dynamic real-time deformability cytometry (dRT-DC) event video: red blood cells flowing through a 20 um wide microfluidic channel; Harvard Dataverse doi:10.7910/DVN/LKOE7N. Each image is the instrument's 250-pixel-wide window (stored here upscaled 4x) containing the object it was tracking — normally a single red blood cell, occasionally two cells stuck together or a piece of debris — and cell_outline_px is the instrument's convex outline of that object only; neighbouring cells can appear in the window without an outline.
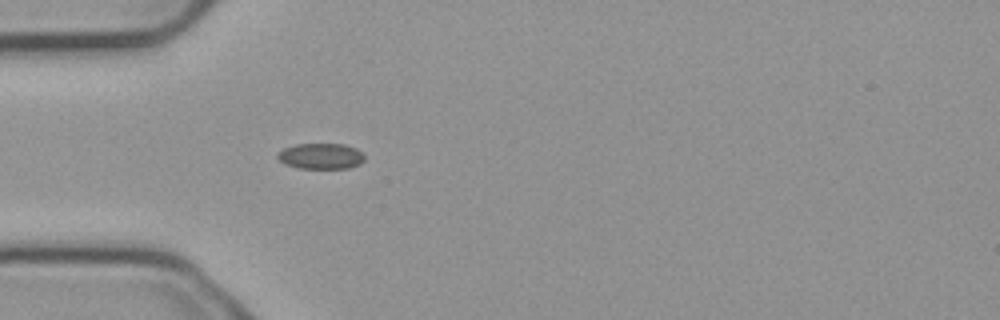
{"species": "common noctule bat (a hibernating species)", "species_latin": "Nyctalus noctula", "temperature_condition": "cold", "stored_images_in_passage": 4, "camera_frame_rate_fps": 3000, "um_per_image_px": 0.085, "animal": {"sex": "male", "body_mass_g": 23.1, "forearm_length_mm": 52.7}, "frame": {"image": 1, "passage_image": 4, "time_ms": 1.0, "image_size_px": [1000, 320], "cell_outline_px": [[364, 160], [360, 164], [348, 168], [300, 168], [284, 164], [276, 156], [284, 148], [296, 144], [344, 144], [356, 148], [364, 152]], "centroid_in_image_um": [27.31, 13.27], "position_along_channel_um": 57.7, "area_um2": 13.06}}